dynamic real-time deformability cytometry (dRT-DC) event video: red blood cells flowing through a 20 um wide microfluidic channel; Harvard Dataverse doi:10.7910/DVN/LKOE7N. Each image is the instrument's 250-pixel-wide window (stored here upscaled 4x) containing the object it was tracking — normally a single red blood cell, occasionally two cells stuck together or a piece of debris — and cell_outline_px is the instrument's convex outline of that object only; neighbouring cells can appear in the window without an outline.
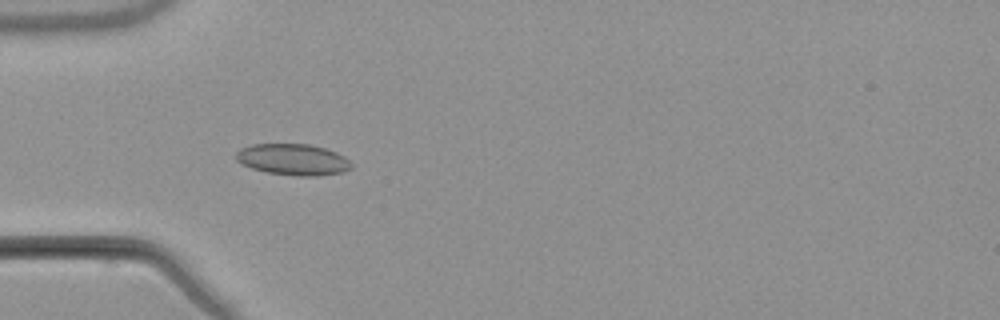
{"species": "common noctule bat (a hibernating species)", "species_latin": "Nyctalus noctula", "temperature_condition": "warm", "stored_images_in_passage": 4, "camera_frame_rate_fps": 3000, "um_per_image_px": 0.085, "animal": {"sex": "male", "body_mass_g": 21.5, "forearm_length_mm": 52.0}, "frame": {"image": 1, "passage_image": 4, "time_ms": 3.667, "image_size_px": [1000, 320], "cell_outline_px": [[352, 168], [344, 172], [316, 176], [296, 176], [268, 172], [252, 168], [240, 164], [236, 160], [236, 152], [240, 148], [252, 144], [308, 144], [324, 148], [336, 152], [344, 156], [352, 164]], "centroid_in_image_um": [24.9, 13.56], "position_along_channel_um": 60.1, "area_um2": 21.1}}